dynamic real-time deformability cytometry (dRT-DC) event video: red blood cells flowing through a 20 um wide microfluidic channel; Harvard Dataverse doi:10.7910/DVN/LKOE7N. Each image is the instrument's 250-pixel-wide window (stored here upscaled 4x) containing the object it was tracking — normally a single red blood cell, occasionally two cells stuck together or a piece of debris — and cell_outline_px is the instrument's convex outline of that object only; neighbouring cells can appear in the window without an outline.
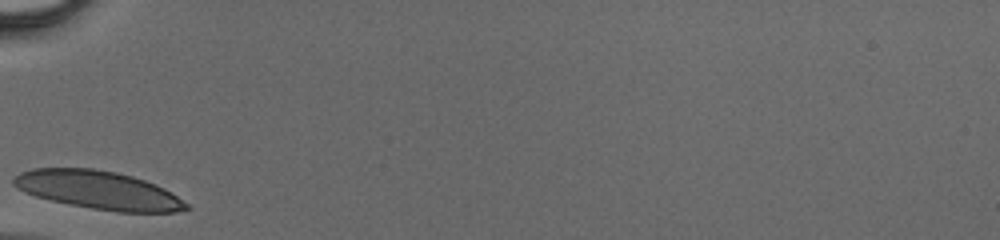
{"species": "human", "species_latin": "Homo sapiens", "temperature_condition": "cold", "stored_images_in_passage": 23, "camera_frame_rate_fps": 3000, "um_per_image_px": 0.085, "donor": {"sex": "male"}, "frame": {"image": 1, "passage_image": 1, "time_ms": 0.0, "image_size_px": [1000, 240], "cell_outline_px": [[192, 208], [176, 212], [116, 212], [68, 204], [36, 196], [24, 192], [16, 188], [12, 184], [12, 180], [20, 172], [32, 168], [92, 168], [116, 172], [132, 176], [156, 184], [164, 188], [188, 204]], "centroid_in_image_um": [8.35, 16.16], "position_along_channel_um": 76.6, "area_um2": 38.49}}
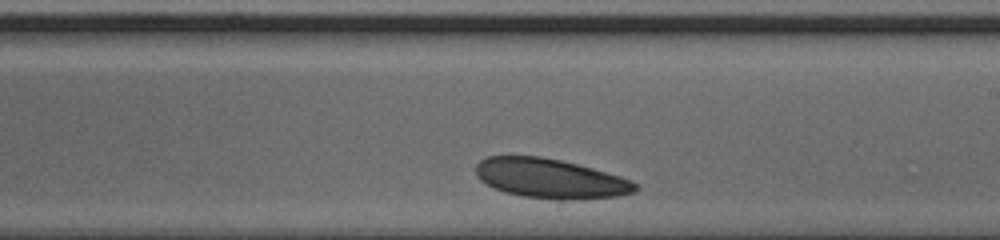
{"frame": {"image": 2, "passage_image": 13, "time_ms": 4.0, "image_size_px": [1000, 240], "cell_outline_px": [[640, 188], [636, 192], [620, 196], [568, 200], [560, 200], [524, 196], [504, 192], [480, 180], [476, 176], [476, 164], [480, 160], [488, 156], [540, 156], [560, 160], [592, 168], [620, 176], [636, 184]], "centroid_in_image_um": [46.78, 15.18], "position_along_channel_um": 242.2, "area_um2": 36.65}}
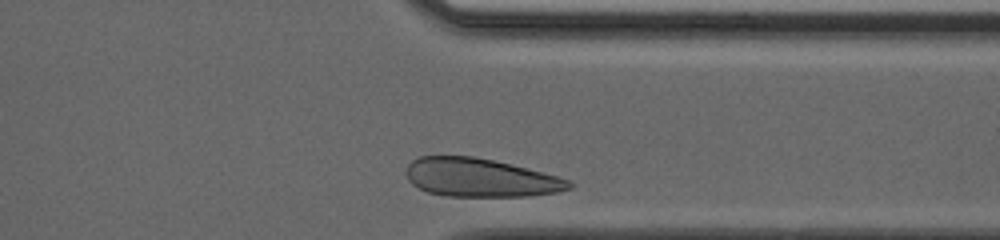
{"frame": {"image": 3, "passage_image": 22, "time_ms": 7.0, "image_size_px": [1000, 240], "cell_outline_px": [[572, 188], [556, 192], [524, 196], [448, 196], [428, 192], [412, 184], [408, 180], [408, 164], [416, 156], [472, 156], [492, 160], [572, 180]], "centroid_in_image_um": [40.8, 15.1], "position_along_channel_um": 370.6, "area_um2": 36.01}}